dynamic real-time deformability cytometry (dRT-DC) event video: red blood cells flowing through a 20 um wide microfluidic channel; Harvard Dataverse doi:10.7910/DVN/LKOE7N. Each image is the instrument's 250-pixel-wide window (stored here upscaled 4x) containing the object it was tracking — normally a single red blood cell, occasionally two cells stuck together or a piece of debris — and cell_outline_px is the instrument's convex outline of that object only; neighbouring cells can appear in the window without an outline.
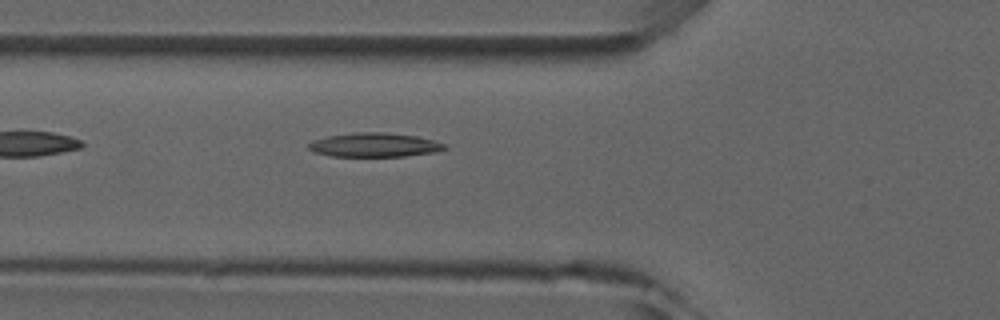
{"species": "common noctule bat (a hibernating species)", "species_latin": "Nyctalus noctula", "temperature_condition": "room temperature", "stored_images_in_passage": 4, "camera_frame_rate_fps": 3000, "um_per_image_px": 0.085, "animal": {"sex": "male", "forearm_length_mm": 52.5}, "frame": {"image": 1, "passage_image": 4, "time_ms": 3.667, "image_size_px": [1000, 320], "cell_outline_px": [[448, 148], [436, 152], [404, 156], [332, 156], [316, 152], [308, 148], [308, 144], [312, 140], [328, 136], [356, 132], [384, 132], [416, 136], [432, 140], [444, 144]], "centroid_in_image_um": [31.83, 12.31], "position_along_channel_um": 94.0, "area_um2": 18.9}}